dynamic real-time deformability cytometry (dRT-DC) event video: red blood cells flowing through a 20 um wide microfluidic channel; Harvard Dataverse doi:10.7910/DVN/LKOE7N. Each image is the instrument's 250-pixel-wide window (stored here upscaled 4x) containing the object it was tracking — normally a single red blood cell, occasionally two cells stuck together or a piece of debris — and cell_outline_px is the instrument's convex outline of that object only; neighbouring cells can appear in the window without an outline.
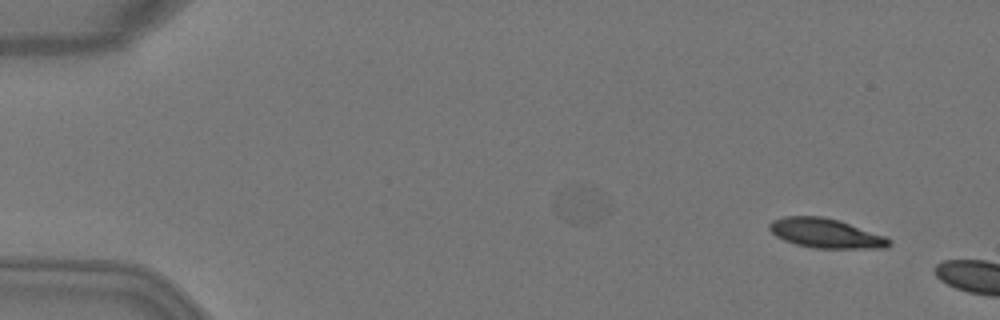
{"species": "Egyptian fruit bat (a non-hibernating species)", "species_latin": "Rousettus aegyptiacus", "temperature_condition": "warm", "stored_images_in_passage": 3, "camera_frame_rate_fps": 3000, "um_per_image_px": 0.085, "animal": {"sex": "female"}, "frame": {"image": 1, "passage_image": 1, "time_ms": 0.0, "image_size_px": [1000, 320], "cell_outline_px": [[892, 244], [888, 248], [812, 248], [796, 244], [784, 240], [776, 236], [768, 228], [768, 224], [772, 220], [784, 216], [824, 216], [840, 220], [884, 236], [892, 240]], "centroid_in_image_um": [70.19, 19.82], "position_along_channel_um": 14.8, "area_um2": 20.69}}